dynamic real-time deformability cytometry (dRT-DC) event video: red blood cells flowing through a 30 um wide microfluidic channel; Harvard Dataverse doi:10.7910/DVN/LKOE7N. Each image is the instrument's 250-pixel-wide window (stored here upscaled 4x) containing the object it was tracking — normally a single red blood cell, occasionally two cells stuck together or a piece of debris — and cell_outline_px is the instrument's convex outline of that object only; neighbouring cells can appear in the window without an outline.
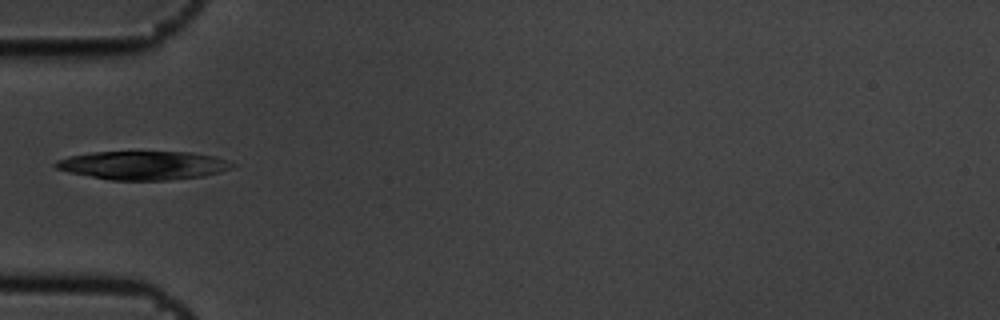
{"species": "common noctule bat (a hibernating species)", "species_latin": "Nyctalus noctula", "temperature_condition": "cold", "stored_images_in_passage": 6, "camera_frame_rate_fps": 3000, "um_per_image_px": 0.085, "animal": {"sex": "male", "body_mass_g": 19.5, "forearm_length_mm": 54.6}, "frame": {"image": 1, "passage_image": 1, "time_ms": 0.0, "image_size_px": [1000, 320], "cell_outline_px": [[236, 164], [232, 168], [220, 172], [204, 176], [168, 180], [108, 180], [68, 172], [56, 168], [52, 164], [56, 160], [68, 156], [92, 152], [192, 152], [216, 156], [228, 160]], "centroid_in_image_um": [12.18, 14.05], "position_along_channel_um": 72.8, "area_um2": 29.71}}
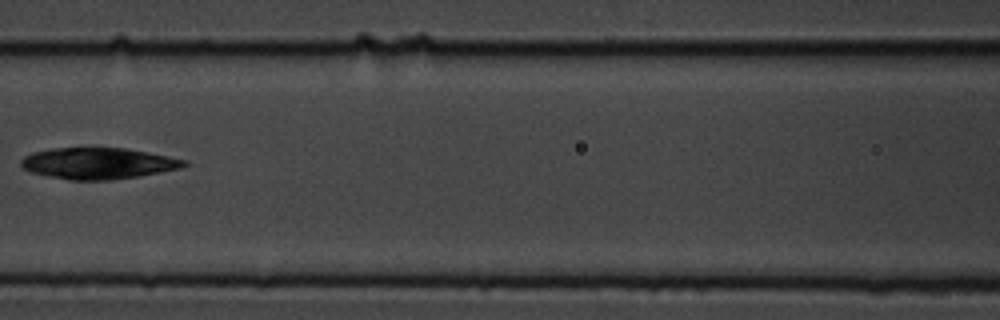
{"frame": {"image": 2, "passage_image": 3, "time_ms": 0.667, "image_size_px": [1000, 320], "cell_outline_px": [[188, 164], [180, 168], [136, 176], [112, 180], [68, 180], [48, 176], [32, 172], [24, 168], [20, 164], [20, 160], [24, 156], [32, 152], [52, 148], [128, 148], [188, 160]], "centroid_in_image_um": [8.32, 13.88], "position_along_channel_um": 158.3, "area_um2": 29.65}}
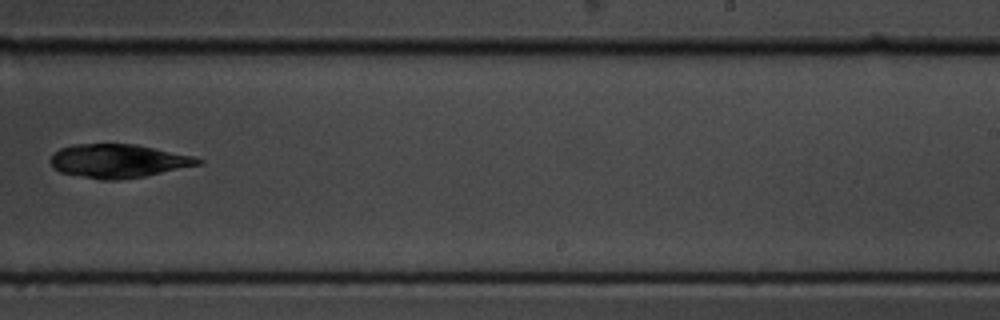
{"frame": {"image": 3, "passage_image": 6, "time_ms": 1.667, "image_size_px": [1000, 320], "cell_outline_px": [[204, 164], [144, 176], [116, 180], [100, 180], [60, 172], [52, 168], [48, 160], [60, 148], [72, 144], [136, 144], [196, 156], [204, 160]], "centroid_in_image_um": [10.08, 13.68], "position_along_channel_um": 278.9, "area_um2": 29.19}}